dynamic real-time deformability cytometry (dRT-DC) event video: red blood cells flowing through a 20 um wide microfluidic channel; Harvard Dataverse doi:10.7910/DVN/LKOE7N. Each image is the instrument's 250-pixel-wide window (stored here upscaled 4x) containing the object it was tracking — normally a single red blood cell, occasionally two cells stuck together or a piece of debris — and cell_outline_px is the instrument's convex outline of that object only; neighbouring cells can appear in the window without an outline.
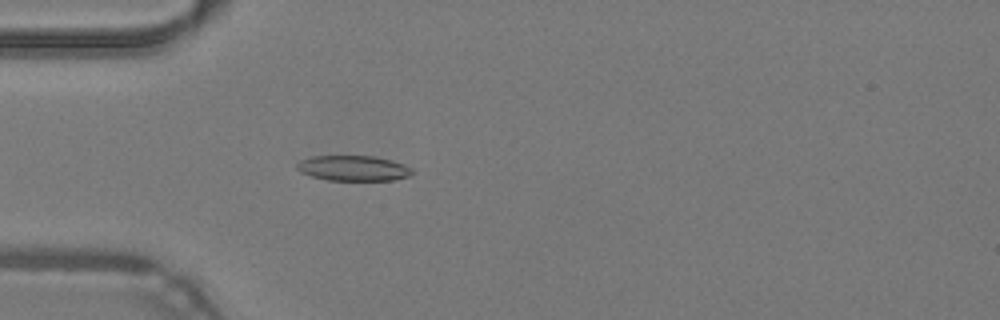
{"species": "common noctule bat (a hibernating species)", "species_latin": "Nyctalus noctula", "temperature_condition": "warm", "stored_images_in_passage": 49, "camera_frame_rate_fps": 3000, "um_per_image_px": 0.085, "animal": {"sex": "male", "body_mass_g": 19.2, "forearm_length_mm": 51.8}, "frame": {"image": 1, "passage_image": 15, "time_ms": 4.667, "image_size_px": [1000, 320], "cell_outline_px": [[416, 172], [412, 176], [392, 180], [328, 180], [312, 176], [300, 172], [296, 168], [296, 164], [300, 160], [312, 156], [372, 156], [392, 160], [404, 164], [412, 168]], "centroid_in_image_um": [30.07, 14.3], "position_along_channel_um": 54.9, "area_um2": 17.17}}
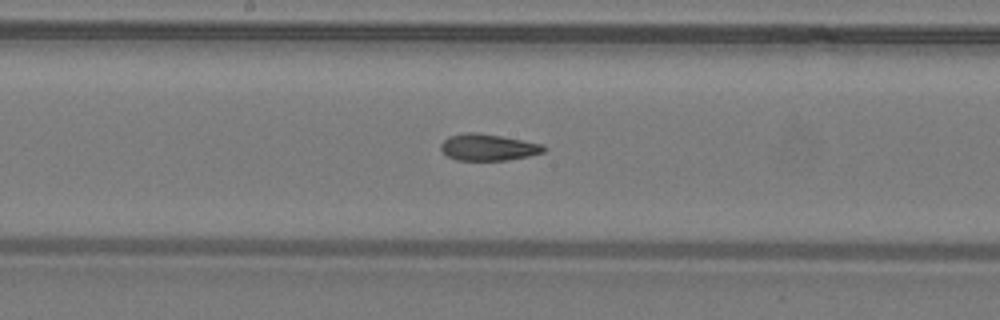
{"frame": {"image": 2, "passage_image": 26, "time_ms": 8.333, "image_size_px": [1000, 320], "cell_outline_px": [[548, 148], [544, 152], [528, 156], [504, 160], [456, 160], [448, 156], [440, 148], [440, 144], [448, 136], [464, 132], [476, 132], [500, 136], [544, 144]], "centroid_in_image_um": [41.49, 12.51], "position_along_channel_um": 206.7, "area_um2": 15.95}}
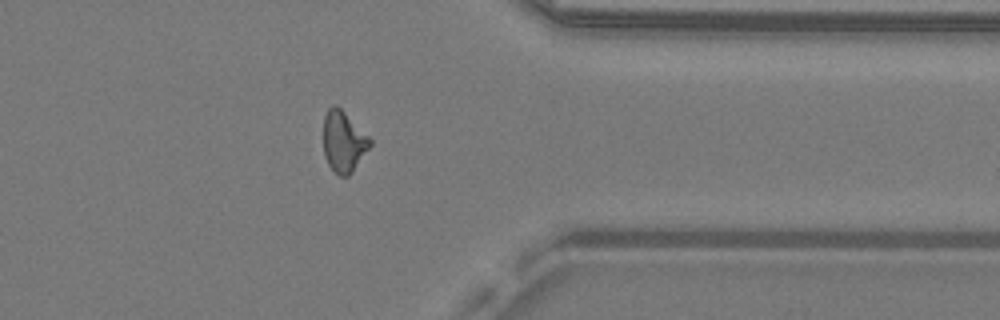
{"frame": {"image": 3, "passage_image": 39, "time_ms": 12.667, "image_size_px": [1000, 320], "cell_outline_px": [[372, 144], [352, 172], [348, 176], [340, 176], [328, 164], [324, 156], [324, 116], [328, 108], [332, 104], [336, 104], [372, 140]], "centroid_in_image_um": [29.19, 12.03], "position_along_channel_um": 382.2, "area_um2": 16.36}, "authors_computed_cell_mechanics": {"area_um2": 16.5886, "velocity_mm_per_s": 4.3161, "shape_relaxation_time_tau1_ms": null, "shape_relaxation_time_tau2_ms": 2.9958, "deformation_change_tau1": null, "deformation_change_tau2": 0.1127}}